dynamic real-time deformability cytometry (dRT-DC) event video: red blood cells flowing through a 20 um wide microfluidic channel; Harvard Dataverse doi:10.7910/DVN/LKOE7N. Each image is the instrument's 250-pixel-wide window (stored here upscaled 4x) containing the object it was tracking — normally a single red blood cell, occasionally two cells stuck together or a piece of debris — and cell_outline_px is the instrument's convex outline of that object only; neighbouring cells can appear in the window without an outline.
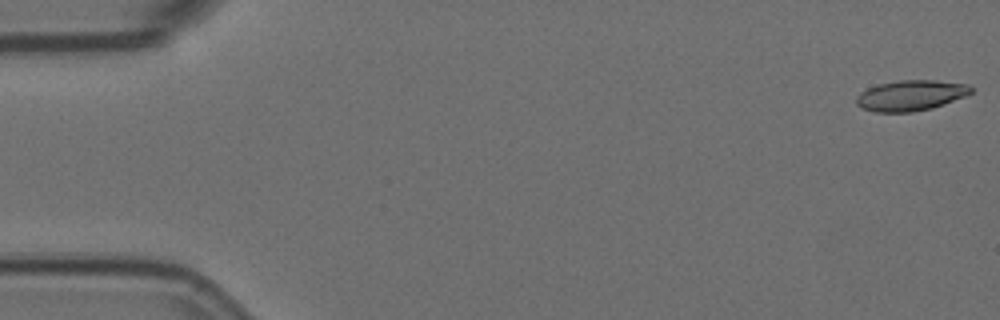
{"species": "Egyptian fruit bat (a non-hibernating species)", "species_latin": "Rousettus aegyptiacus", "temperature_condition": "room temperature", "stored_images_in_passage": 9, "camera_frame_rate_fps": 3000, "um_per_image_px": 0.085, "animal": {"sex": "female"}, "frame": {"image": 1, "passage_image": 1, "time_ms": 0.0, "image_size_px": [1000, 320], "cell_outline_px": [[972, 92], [968, 96], [932, 108], [912, 112], [872, 112], [860, 108], [856, 104], [856, 96], [860, 92], [876, 84], [900, 80], [936, 80], [968, 84], [972, 88]], "centroid_in_image_um": [77.4, 8.11], "position_along_channel_um": 7.6, "area_um2": 20.75}}